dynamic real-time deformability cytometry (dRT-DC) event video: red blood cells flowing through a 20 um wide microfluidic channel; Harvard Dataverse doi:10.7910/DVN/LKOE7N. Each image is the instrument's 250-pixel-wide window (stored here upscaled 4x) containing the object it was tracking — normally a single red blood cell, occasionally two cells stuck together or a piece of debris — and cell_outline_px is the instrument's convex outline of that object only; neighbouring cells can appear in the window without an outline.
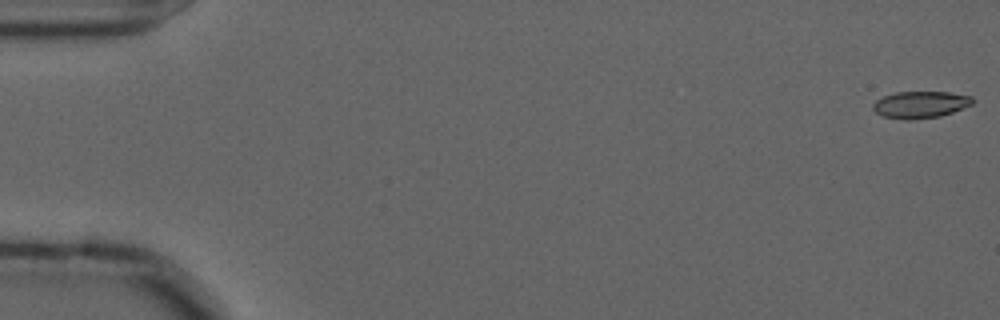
{"species": "common noctule bat (a hibernating species)", "species_latin": "Nyctalus noctula", "temperature_condition": "cold", "stored_images_in_passage": 57, "camera_frame_rate_fps": 3000, "um_per_image_px": 0.085, "animal": {"sex": "male", "forearm_length_mm": 52.5}, "frame": {"image": 1, "passage_image": 1, "time_ms": 0.0, "image_size_px": [1000, 320], "cell_outline_px": [[976, 100], [972, 104], [952, 112], [940, 116], [912, 120], [904, 120], [884, 116], [876, 112], [872, 108], [872, 104], [876, 100], [884, 96], [896, 92], [948, 92], [972, 96]], "centroid_in_image_um": [78.24, 8.89], "position_along_channel_um": 6.8, "area_um2": 15.61}}
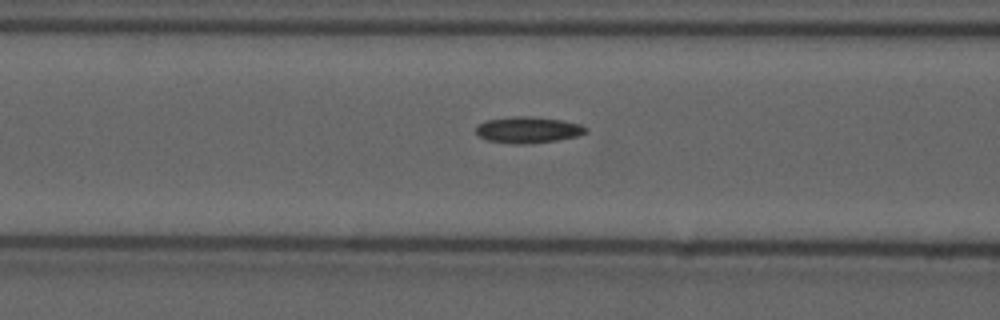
{"frame": {"image": 2, "passage_image": 23, "time_ms": 7.333, "image_size_px": [1000, 320], "cell_outline_px": [[588, 132], [580, 136], [556, 140], [524, 144], [516, 144], [488, 140], [480, 136], [476, 132], [476, 128], [484, 120], [516, 116], [532, 116], [560, 120], [580, 124], [588, 128]], "centroid_in_image_um": [44.92, 11.03], "position_along_channel_um": 121.7, "area_um2": 16.76}}
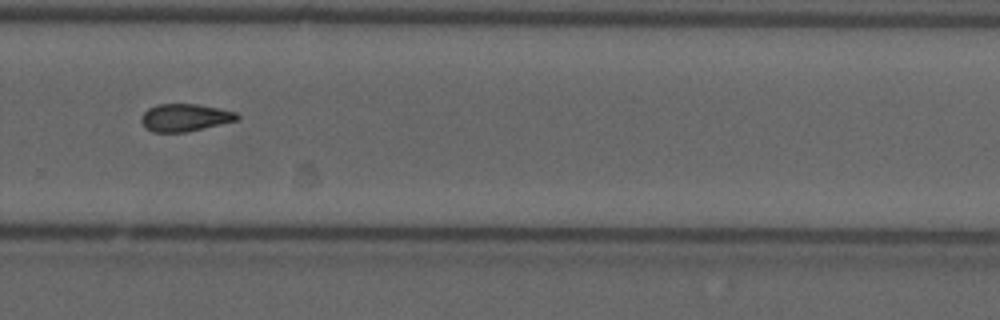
{"frame": {"image": 3, "passage_image": 39, "time_ms": 12.667, "image_size_px": [1000, 320], "cell_outline_px": [[240, 120], [184, 132], [152, 132], [144, 128], [140, 120], [140, 116], [148, 108], [156, 104], [196, 104], [220, 108], [236, 112], [240, 116]], "centroid_in_image_um": [15.7, 9.99], "position_along_channel_um": 314.1, "area_um2": 15.55}, "authors_computed_cell_mechanics": {"area_um2": 15.7794, "velocity_mm_per_s": 3.6213, "shape_relaxation_time_tau1_ms": null, "shape_relaxation_time_tau2_ms": 8.3022, "deformation_change_tau1": null, "deformation_change_tau2": 0.1477}}